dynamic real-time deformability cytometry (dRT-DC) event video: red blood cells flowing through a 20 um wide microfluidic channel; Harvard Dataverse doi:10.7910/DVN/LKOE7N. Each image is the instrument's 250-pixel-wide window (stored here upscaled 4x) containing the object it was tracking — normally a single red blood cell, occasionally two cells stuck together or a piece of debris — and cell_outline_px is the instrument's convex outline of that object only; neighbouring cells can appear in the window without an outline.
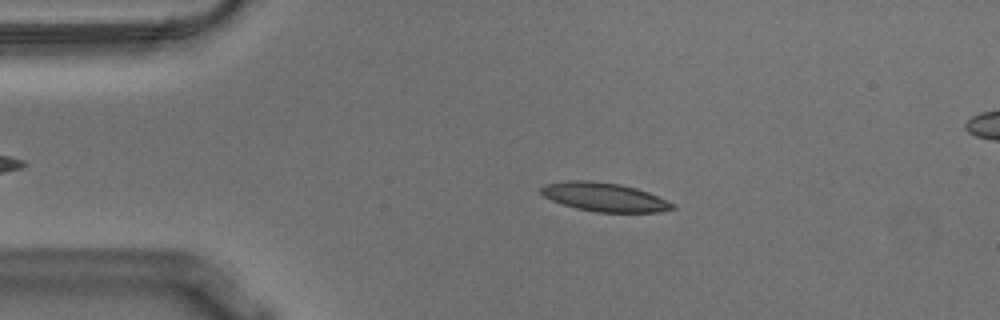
{"species": "Egyptian fruit bat (a non-hibernating species)", "species_latin": "Rousettus aegyptiacus", "temperature_condition": "warm", "stored_images_in_passage": 55, "camera_frame_rate_fps": 3000, "um_per_image_px": 0.085, "animal": {"sex": "male"}, "frame": {"image": 1, "passage_image": 10, "time_ms": 3.0, "image_size_px": [1000, 320], "cell_outline_px": [[676, 208], [656, 212], [596, 212], [576, 208], [552, 200], [544, 196], [540, 192], [540, 188], [544, 184], [568, 180], [592, 180], [620, 184], [636, 188], [648, 192], [676, 204]], "centroid_in_image_um": [51.37, 16.74], "position_along_channel_um": 33.6, "area_um2": 22.02}}
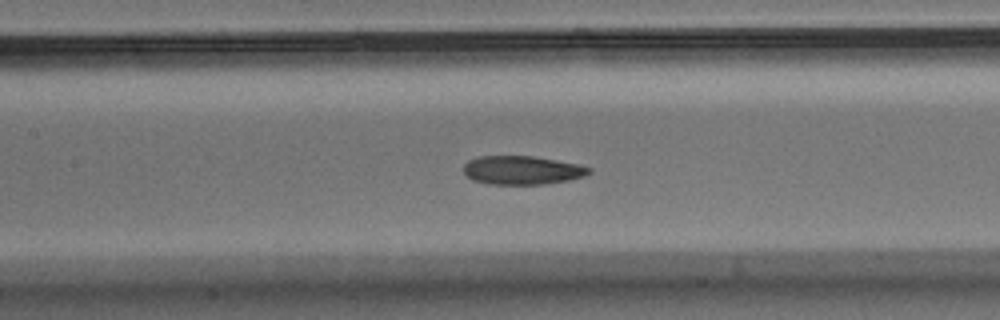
{"frame": {"image": 2, "passage_image": 24, "time_ms": 7.667, "image_size_px": [1000, 320], "cell_outline_px": [[592, 172], [584, 176], [568, 180], [544, 184], [488, 184], [472, 180], [464, 172], [464, 164], [468, 160], [476, 156], [532, 156], [556, 160], [576, 164], [592, 168]], "centroid_in_image_um": [44.36, 14.46], "position_along_channel_um": 163.0, "area_um2": 20.92}}
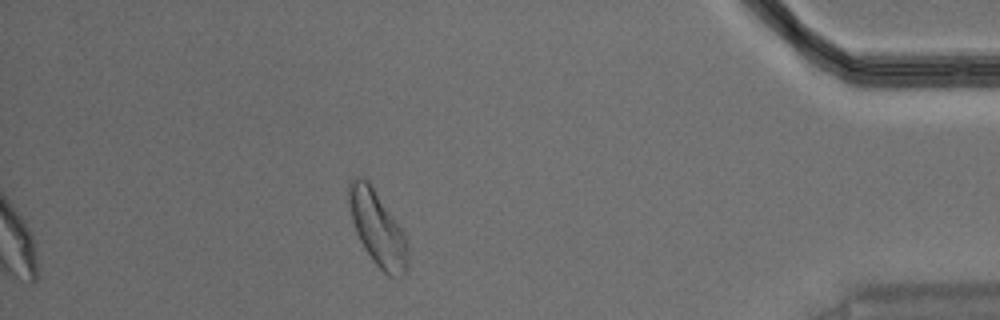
{"frame": {"image": 3, "passage_image": 48, "time_ms": 15.667, "image_size_px": [1000, 320], "cell_outline_px": [[408, 268], [400, 276], [388, 276], [372, 260], [364, 248], [356, 232], [352, 220], [348, 200], [348, 184], [356, 176], [360, 176], [368, 180], [404, 232], [408, 248]], "centroid_in_image_um": [32.09, 19.4], "position_along_channel_um": 403.1, "area_um2": 25.49}}